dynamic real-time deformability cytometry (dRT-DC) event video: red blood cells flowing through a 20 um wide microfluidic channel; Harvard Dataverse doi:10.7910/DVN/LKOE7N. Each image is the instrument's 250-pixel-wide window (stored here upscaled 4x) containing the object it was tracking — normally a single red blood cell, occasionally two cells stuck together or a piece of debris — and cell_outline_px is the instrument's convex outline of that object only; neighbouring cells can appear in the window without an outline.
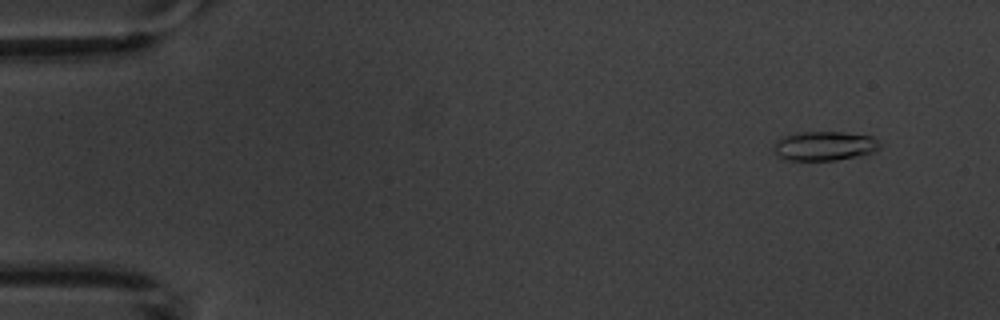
{"species": "common noctule bat (a hibernating species)", "species_latin": "Nyctalus noctula", "temperature_condition": "warm", "stored_images_in_passage": 7, "camera_frame_rate_fps": 3000, "um_per_image_px": 0.085, "animal": {"sex": "male", "body_mass_g": 20.1, "forearm_length_mm": 53.5}, "frame": {"image": 1, "passage_image": 2, "time_ms": 1.0, "image_size_px": [1000, 320], "cell_outline_px": [[884, 144], [880, 148], [872, 152], [836, 160], [784, 160], [776, 156], [772, 148], [776, 140], [784, 136], [796, 132], [844, 132], [872, 136], [880, 140]], "centroid_in_image_um": [70.06, 12.39], "position_along_channel_um": 14.9, "area_um2": 18.38}}
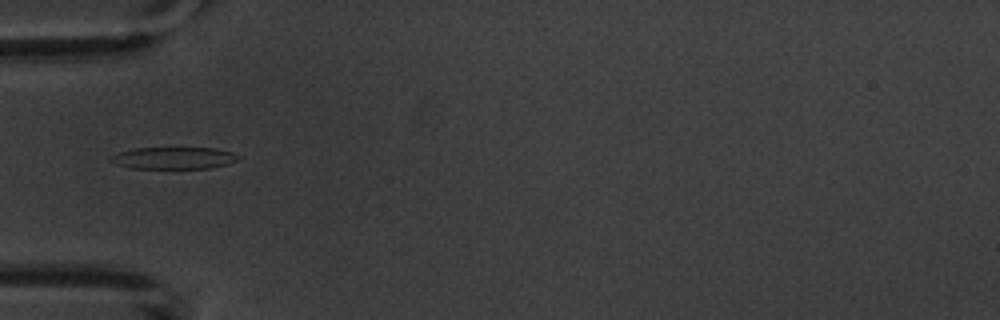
{"frame": {"image": 2, "passage_image": 6, "time_ms": 5.667, "image_size_px": [1000, 320], "cell_outline_px": [[240, 156], [236, 160], [228, 164], [208, 168], [132, 168], [116, 164], [108, 160], [108, 156], [120, 152], [136, 148], [216, 148], [232, 152]], "centroid_in_image_um": [14.74, 13.43], "position_along_channel_um": 70.3, "area_um2": 16.24}}
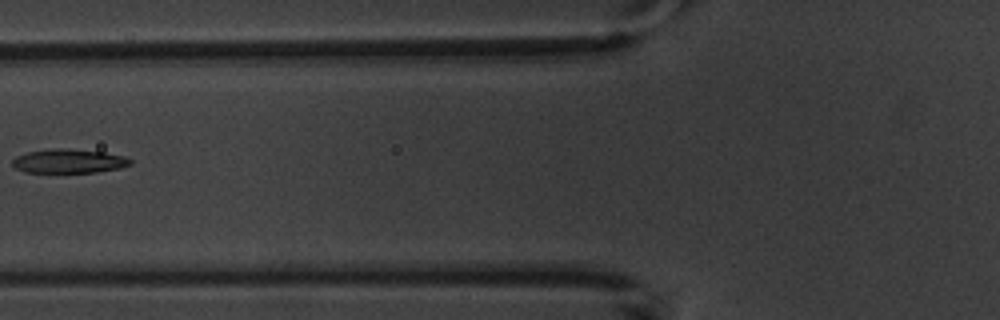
{"frame": {"image": 3, "passage_image": 7, "time_ms": 7.0, "image_size_px": [1000, 320], "cell_outline_px": [[132, 164], [120, 168], [96, 172], [24, 172], [16, 168], [12, 164], [12, 160], [16, 156], [28, 152], [56, 148], [60, 148], [104, 152], [124, 156], [132, 160]], "centroid_in_image_um": [5.86, 13.7], "position_along_channel_um": 119.9, "area_um2": 16.36}}